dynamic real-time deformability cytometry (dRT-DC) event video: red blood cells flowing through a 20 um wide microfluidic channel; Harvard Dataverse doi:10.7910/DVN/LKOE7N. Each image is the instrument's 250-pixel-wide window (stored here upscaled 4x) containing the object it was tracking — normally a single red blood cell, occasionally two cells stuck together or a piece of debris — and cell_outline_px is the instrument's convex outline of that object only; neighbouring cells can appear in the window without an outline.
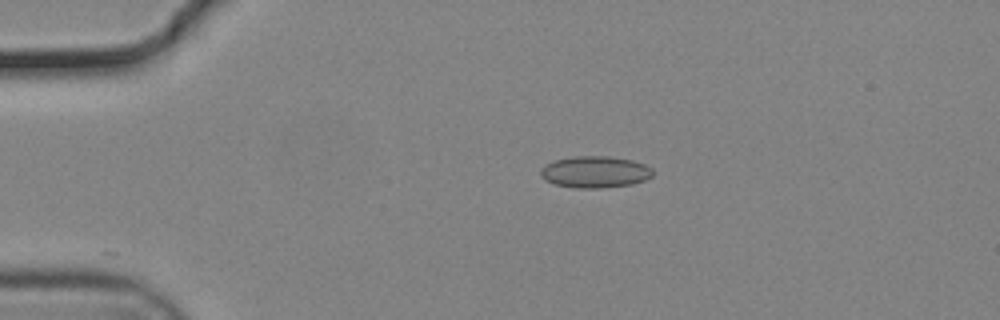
{"species": "common noctule bat (a hibernating species)", "species_latin": "Nyctalus noctula", "temperature_condition": "cold", "stored_images_in_passage": 44, "camera_frame_rate_fps": 3000, "um_per_image_px": 0.085, "animal": {"sex": "male", "body_mass_g": 19.2, "forearm_length_mm": 51.8}, "frame": {"image": 1, "passage_image": 1, "time_ms": 0.0, "image_size_px": [1000, 320], "cell_outline_px": [[656, 172], [652, 176], [644, 180], [632, 184], [600, 188], [572, 188], [556, 184], [544, 180], [540, 176], [540, 168], [544, 164], [556, 160], [572, 156], [608, 156], [632, 160], [644, 164], [652, 168]], "centroid_in_image_um": [50.56, 14.61], "position_along_channel_um": 34.4, "area_um2": 20.92}}
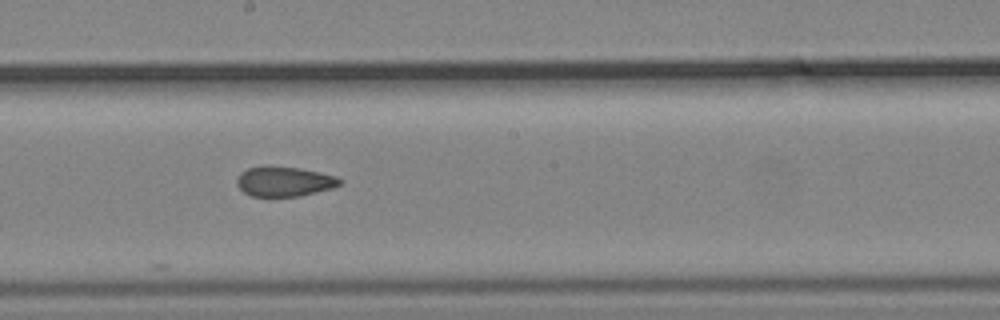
{"frame": {"image": 2, "passage_image": 20, "time_ms": 6.333, "image_size_px": [1000, 320], "cell_outline_px": [[344, 180], [340, 184], [332, 188], [300, 196], [252, 196], [244, 192], [236, 184], [236, 180], [240, 172], [248, 168], [264, 164], [300, 168], [320, 172], [336, 176]], "centroid_in_image_um": [24.15, 15.4], "position_along_channel_um": 224.1, "area_um2": 18.21}}
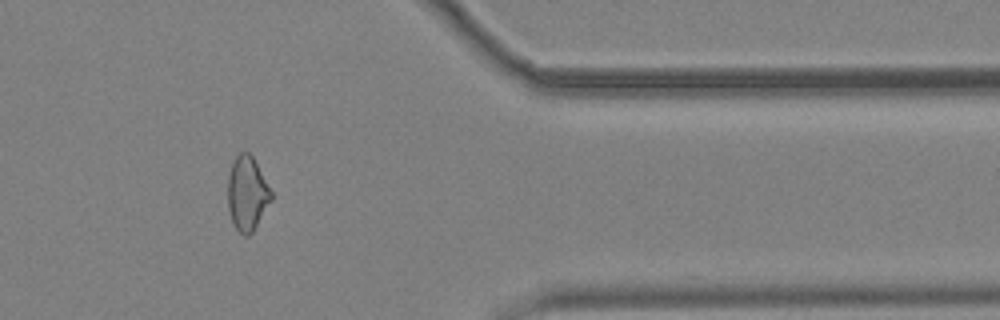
{"frame": {"image": 3, "passage_image": 35, "time_ms": 11.333, "image_size_px": [1000, 320], "cell_outline_px": [[272, 200], [252, 232], [248, 236], [244, 236], [236, 228], [232, 220], [228, 208], [228, 176], [232, 164], [236, 156], [240, 152], [248, 152], [252, 156], [272, 192]], "centroid_in_image_um": [21.01, 16.45], "position_along_channel_um": 390.4, "area_um2": 18.5}, "authors_computed_cell_mechanics": {"area_um2": 19.074, "velocity_mm_per_s": 3.7172, "shape_relaxation_time_tau1_ms": null, "shape_relaxation_time_tau2_ms": 3.6123, "deformation_change_tau1": null, "deformation_change_tau2": 0.0964}}